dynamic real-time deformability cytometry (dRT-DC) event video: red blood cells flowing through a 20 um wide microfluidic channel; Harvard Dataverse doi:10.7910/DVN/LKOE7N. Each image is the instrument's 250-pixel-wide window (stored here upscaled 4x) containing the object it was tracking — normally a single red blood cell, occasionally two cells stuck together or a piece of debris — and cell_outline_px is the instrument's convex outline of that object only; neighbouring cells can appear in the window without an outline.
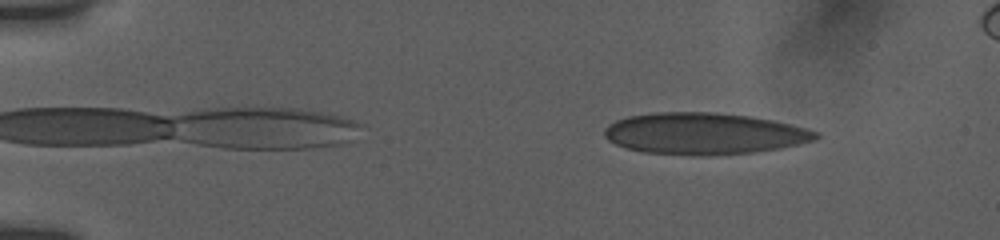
{"species": "human", "species_latin": "Homo sapiens", "temperature_condition": "room temperature", "stored_images_in_passage": 54, "camera_frame_rate_fps": 3000, "um_per_image_px": 0.085, "donor": {"sex": "female"}, "frame": {"image": 1, "passage_image": 3, "time_ms": 0.667, "image_size_px": [1000, 240], "cell_outline_px": [[820, 136], [812, 140], [776, 148], [748, 152], [648, 152], [628, 148], [616, 144], [604, 136], [604, 132], [616, 120], [628, 116], [656, 112], [716, 112], [748, 116], [772, 120], [788, 124], [816, 132]], "centroid_in_image_um": [59.8, 11.29], "position_along_channel_um": 25.2, "area_um2": 48.61}}
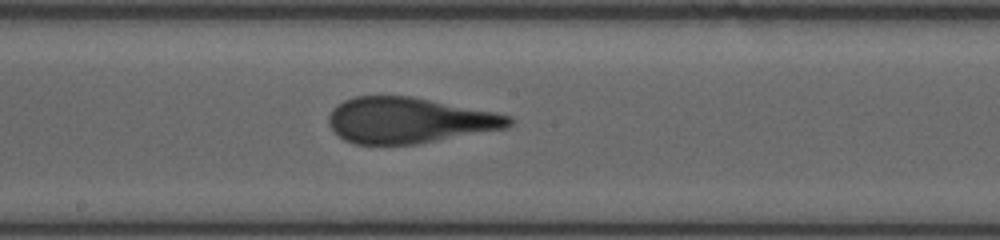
{"frame": {"image": 2, "passage_image": 26, "time_ms": 8.333, "image_size_px": [1000, 240], "cell_outline_px": [[512, 124], [504, 128], [416, 144], [356, 144], [344, 140], [332, 128], [328, 120], [328, 116], [332, 108], [344, 100], [356, 96], [412, 96], [496, 112], [508, 116], [512, 120]], "centroid_in_image_um": [34.74, 10.22], "position_along_channel_um": 213.5, "area_um2": 47.69}}
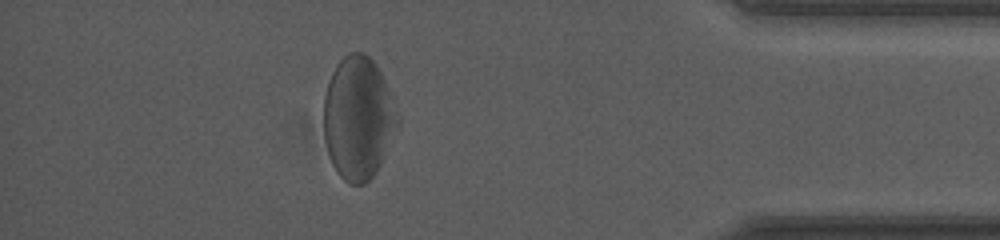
{"frame": {"image": 3, "passage_image": 45, "time_ms": 14.333, "image_size_px": [1000, 240], "cell_outline_px": [[400, 124], [376, 172], [364, 184], [348, 184], [340, 176], [332, 164], [324, 140], [324, 96], [332, 72], [336, 64], [348, 52], [364, 52], [376, 64], [380, 72], [400, 116]], "centroid_in_image_um": [30.45, 10.03], "position_along_channel_um": 404.7, "area_um2": 52.94}, "authors_computed_cell_mechanics": {"area_um2": 48.5809, "velocity_mm_per_s": 3.7453, "shape_relaxation_time_tau1_ms": 5.533, "shape_relaxation_time_tau2_ms": null, "deformation_change_tau1": 0.1781, "deformation_change_tau2": null}}